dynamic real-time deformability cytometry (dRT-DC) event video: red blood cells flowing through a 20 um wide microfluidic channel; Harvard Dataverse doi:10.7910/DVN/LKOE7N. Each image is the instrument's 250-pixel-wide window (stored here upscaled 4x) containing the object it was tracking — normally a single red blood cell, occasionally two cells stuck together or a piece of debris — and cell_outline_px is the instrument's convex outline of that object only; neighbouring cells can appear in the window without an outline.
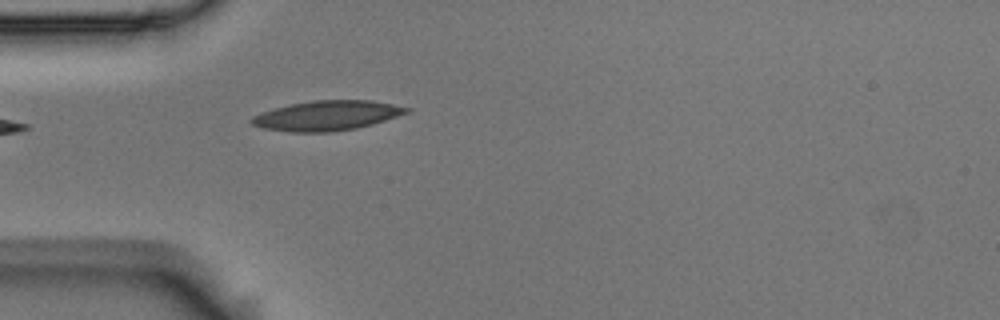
{"species": "Egyptian fruit bat (a non-hibernating species)", "species_latin": "Rousettus aegyptiacus", "temperature_condition": "room temperature", "stored_images_in_passage": 1, "camera_frame_rate_fps": 3000, "um_per_image_px": 0.085, "animal": {"sex": "male"}, "frame": {"image": 1, "passage_image": 1, "time_ms": 0.0, "image_size_px": [1000, 320], "cell_outline_px": [[412, 108], [408, 112], [372, 124], [356, 128], [332, 132], [288, 132], [264, 128], [252, 124], [248, 120], [252, 116], [260, 112], [292, 104], [312, 100], [372, 100]], "centroid_in_image_um": [27.76, 9.82], "position_along_channel_um": 57.2, "area_um2": 26.82}}